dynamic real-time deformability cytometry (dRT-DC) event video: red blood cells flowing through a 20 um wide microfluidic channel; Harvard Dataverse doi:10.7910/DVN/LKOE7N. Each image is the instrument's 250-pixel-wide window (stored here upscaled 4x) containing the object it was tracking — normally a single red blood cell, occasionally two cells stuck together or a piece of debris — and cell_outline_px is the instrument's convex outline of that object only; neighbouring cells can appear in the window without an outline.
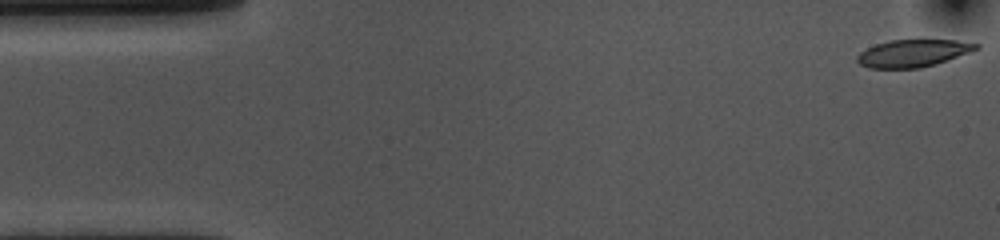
{"species": "common noctule bat (a hibernating species)", "species_latin": "Nyctalus noctula", "temperature_condition": "cold", "stored_images_in_passage": 54, "camera_frame_rate_fps": 3000, "um_per_image_px": 0.085, "animal": {"sex": "female", "body_mass_g": 10.0, "forearm_length_mm": 53.1}, "frame": {"image": 1, "passage_image": 1, "time_ms": 0.0, "image_size_px": [1000, 240], "cell_outline_px": [[980, 48], [972, 52], [936, 64], [920, 68], [868, 68], [860, 64], [856, 60], [856, 56], [860, 52], [876, 44], [892, 40], [956, 40], [980, 44]], "centroid_in_image_um": [77.64, 4.53], "position_along_channel_um": 7.4, "area_um2": 19.02}}
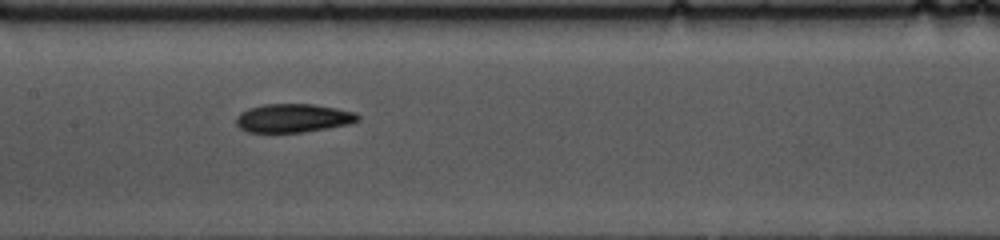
{"frame": {"image": 2, "passage_image": 25, "time_ms": 8.0, "image_size_px": [1000, 240], "cell_outline_px": [[360, 120], [352, 124], [304, 132], [248, 132], [240, 128], [236, 124], [236, 116], [240, 112], [248, 108], [264, 104], [312, 104], [336, 108], [356, 112], [360, 116]], "centroid_in_image_um": [24.94, 10.04], "position_along_channel_um": 182.5, "area_um2": 20.46}}
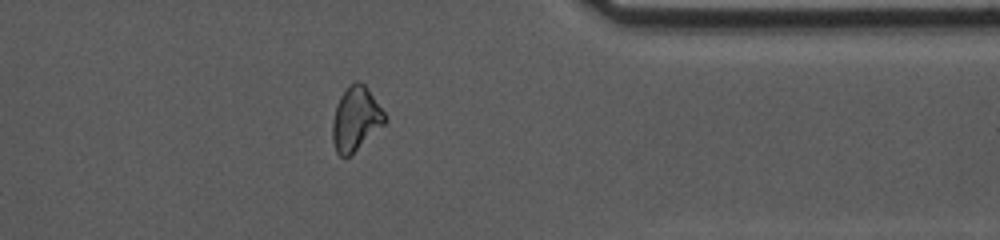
{"frame": {"image": 3, "passage_image": 43, "time_ms": 14.0, "image_size_px": [1000, 240], "cell_outline_px": [[388, 120], [384, 124], [348, 156], [340, 156], [336, 152], [332, 140], [332, 120], [336, 104], [340, 96], [348, 84], [356, 80], [360, 80], [368, 88], [384, 112]], "centroid_in_image_um": [30.22, 10.05], "position_along_channel_um": 381.2, "area_um2": 19.48}, "authors_computed_cell_mechanics": {"area_um2": 20.4612, "velocity_mm_per_s": 3.5738, "shape_relaxation_time_tau1_ms": 5.5349, "shape_relaxation_time_tau2_ms": 7.503, "deformation_change_tau1": 0.1606, "deformation_change_tau2": 0.1467}}